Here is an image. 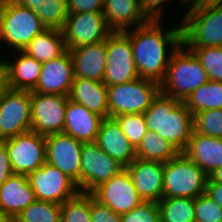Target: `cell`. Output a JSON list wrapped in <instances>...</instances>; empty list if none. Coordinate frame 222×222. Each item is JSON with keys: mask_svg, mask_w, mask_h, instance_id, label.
I'll list each match as a JSON object with an SVG mask.
<instances>
[{"mask_svg": "<svg viewBox=\"0 0 222 222\" xmlns=\"http://www.w3.org/2000/svg\"><path fill=\"white\" fill-rule=\"evenodd\" d=\"M162 20H148L123 31L131 42L133 57L140 78L159 84L164 80L172 53L181 45L180 21L173 28L162 26Z\"/></svg>", "mask_w": 222, "mask_h": 222, "instance_id": "1", "label": "cell"}, {"mask_svg": "<svg viewBox=\"0 0 222 222\" xmlns=\"http://www.w3.org/2000/svg\"><path fill=\"white\" fill-rule=\"evenodd\" d=\"M143 115L147 130L160 135L180 153L185 150L194 125L193 115L184 102L160 92Z\"/></svg>", "mask_w": 222, "mask_h": 222, "instance_id": "2", "label": "cell"}, {"mask_svg": "<svg viewBox=\"0 0 222 222\" xmlns=\"http://www.w3.org/2000/svg\"><path fill=\"white\" fill-rule=\"evenodd\" d=\"M181 18V41L188 50L222 47V5L197 4L188 7Z\"/></svg>", "mask_w": 222, "mask_h": 222, "instance_id": "3", "label": "cell"}, {"mask_svg": "<svg viewBox=\"0 0 222 222\" xmlns=\"http://www.w3.org/2000/svg\"><path fill=\"white\" fill-rule=\"evenodd\" d=\"M209 81L206 70L197 56L182 43L172 53L161 93L184 102L198 87Z\"/></svg>", "mask_w": 222, "mask_h": 222, "instance_id": "4", "label": "cell"}, {"mask_svg": "<svg viewBox=\"0 0 222 222\" xmlns=\"http://www.w3.org/2000/svg\"><path fill=\"white\" fill-rule=\"evenodd\" d=\"M45 29L32 9L11 1L0 9V43L10 51H23Z\"/></svg>", "mask_w": 222, "mask_h": 222, "instance_id": "5", "label": "cell"}, {"mask_svg": "<svg viewBox=\"0 0 222 222\" xmlns=\"http://www.w3.org/2000/svg\"><path fill=\"white\" fill-rule=\"evenodd\" d=\"M163 197L196 198L206 191L208 175L183 153L164 163Z\"/></svg>", "mask_w": 222, "mask_h": 222, "instance_id": "6", "label": "cell"}, {"mask_svg": "<svg viewBox=\"0 0 222 222\" xmlns=\"http://www.w3.org/2000/svg\"><path fill=\"white\" fill-rule=\"evenodd\" d=\"M160 92L158 82L140 77L126 83L107 86L109 118L144 113Z\"/></svg>", "mask_w": 222, "mask_h": 222, "instance_id": "7", "label": "cell"}, {"mask_svg": "<svg viewBox=\"0 0 222 222\" xmlns=\"http://www.w3.org/2000/svg\"><path fill=\"white\" fill-rule=\"evenodd\" d=\"M13 173L28 176L46 163V138L34 131L2 140Z\"/></svg>", "mask_w": 222, "mask_h": 222, "instance_id": "8", "label": "cell"}, {"mask_svg": "<svg viewBox=\"0 0 222 222\" xmlns=\"http://www.w3.org/2000/svg\"><path fill=\"white\" fill-rule=\"evenodd\" d=\"M30 130V91L5 87L0 94V141Z\"/></svg>", "mask_w": 222, "mask_h": 222, "instance_id": "9", "label": "cell"}, {"mask_svg": "<svg viewBox=\"0 0 222 222\" xmlns=\"http://www.w3.org/2000/svg\"><path fill=\"white\" fill-rule=\"evenodd\" d=\"M107 63L103 83L107 86L126 83L139 78L130 38L113 31L106 39Z\"/></svg>", "mask_w": 222, "mask_h": 222, "instance_id": "10", "label": "cell"}, {"mask_svg": "<svg viewBox=\"0 0 222 222\" xmlns=\"http://www.w3.org/2000/svg\"><path fill=\"white\" fill-rule=\"evenodd\" d=\"M112 32L103 11L69 14L62 29L67 50L105 41Z\"/></svg>", "mask_w": 222, "mask_h": 222, "instance_id": "11", "label": "cell"}, {"mask_svg": "<svg viewBox=\"0 0 222 222\" xmlns=\"http://www.w3.org/2000/svg\"><path fill=\"white\" fill-rule=\"evenodd\" d=\"M27 177L36 200L62 205L80 192L77 184L71 178L48 163Z\"/></svg>", "mask_w": 222, "mask_h": 222, "instance_id": "12", "label": "cell"}, {"mask_svg": "<svg viewBox=\"0 0 222 222\" xmlns=\"http://www.w3.org/2000/svg\"><path fill=\"white\" fill-rule=\"evenodd\" d=\"M31 131L43 136L63 132L68 96L30 91Z\"/></svg>", "mask_w": 222, "mask_h": 222, "instance_id": "13", "label": "cell"}, {"mask_svg": "<svg viewBox=\"0 0 222 222\" xmlns=\"http://www.w3.org/2000/svg\"><path fill=\"white\" fill-rule=\"evenodd\" d=\"M46 138V163L57 167L71 178L81 192V150L83 142L64 132Z\"/></svg>", "mask_w": 222, "mask_h": 222, "instance_id": "14", "label": "cell"}, {"mask_svg": "<svg viewBox=\"0 0 222 222\" xmlns=\"http://www.w3.org/2000/svg\"><path fill=\"white\" fill-rule=\"evenodd\" d=\"M124 167L106 154L95 142L83 143L81 150V192L91 193L115 177Z\"/></svg>", "mask_w": 222, "mask_h": 222, "instance_id": "15", "label": "cell"}, {"mask_svg": "<svg viewBox=\"0 0 222 222\" xmlns=\"http://www.w3.org/2000/svg\"><path fill=\"white\" fill-rule=\"evenodd\" d=\"M91 194L96 200L119 215L131 211L144 202L125 168L109 181L96 187Z\"/></svg>", "mask_w": 222, "mask_h": 222, "instance_id": "16", "label": "cell"}, {"mask_svg": "<svg viewBox=\"0 0 222 222\" xmlns=\"http://www.w3.org/2000/svg\"><path fill=\"white\" fill-rule=\"evenodd\" d=\"M74 80L73 60L69 50L55 59L42 63L33 92L68 96Z\"/></svg>", "mask_w": 222, "mask_h": 222, "instance_id": "17", "label": "cell"}, {"mask_svg": "<svg viewBox=\"0 0 222 222\" xmlns=\"http://www.w3.org/2000/svg\"><path fill=\"white\" fill-rule=\"evenodd\" d=\"M125 169L144 201L158 203L163 198V162L136 158Z\"/></svg>", "mask_w": 222, "mask_h": 222, "instance_id": "18", "label": "cell"}, {"mask_svg": "<svg viewBox=\"0 0 222 222\" xmlns=\"http://www.w3.org/2000/svg\"><path fill=\"white\" fill-rule=\"evenodd\" d=\"M35 200L34 191L26 175L13 173L0 185V209L9 222Z\"/></svg>", "mask_w": 222, "mask_h": 222, "instance_id": "19", "label": "cell"}, {"mask_svg": "<svg viewBox=\"0 0 222 222\" xmlns=\"http://www.w3.org/2000/svg\"><path fill=\"white\" fill-rule=\"evenodd\" d=\"M95 143L124 168L137 158L136 149L114 118L102 120Z\"/></svg>", "mask_w": 222, "mask_h": 222, "instance_id": "20", "label": "cell"}, {"mask_svg": "<svg viewBox=\"0 0 222 222\" xmlns=\"http://www.w3.org/2000/svg\"><path fill=\"white\" fill-rule=\"evenodd\" d=\"M11 55L15 57L14 60L3 59L5 87L12 90L33 91L40 76L42 63L23 51H12Z\"/></svg>", "mask_w": 222, "mask_h": 222, "instance_id": "21", "label": "cell"}, {"mask_svg": "<svg viewBox=\"0 0 222 222\" xmlns=\"http://www.w3.org/2000/svg\"><path fill=\"white\" fill-rule=\"evenodd\" d=\"M104 118L68 99L63 132L83 143L95 142Z\"/></svg>", "mask_w": 222, "mask_h": 222, "instance_id": "22", "label": "cell"}, {"mask_svg": "<svg viewBox=\"0 0 222 222\" xmlns=\"http://www.w3.org/2000/svg\"><path fill=\"white\" fill-rule=\"evenodd\" d=\"M73 60L74 77L103 82L106 69V40L69 49Z\"/></svg>", "mask_w": 222, "mask_h": 222, "instance_id": "23", "label": "cell"}, {"mask_svg": "<svg viewBox=\"0 0 222 222\" xmlns=\"http://www.w3.org/2000/svg\"><path fill=\"white\" fill-rule=\"evenodd\" d=\"M182 153L209 175L222 166V139L193 131Z\"/></svg>", "mask_w": 222, "mask_h": 222, "instance_id": "24", "label": "cell"}, {"mask_svg": "<svg viewBox=\"0 0 222 222\" xmlns=\"http://www.w3.org/2000/svg\"><path fill=\"white\" fill-rule=\"evenodd\" d=\"M68 98L103 118H109L107 85L103 82L74 77Z\"/></svg>", "mask_w": 222, "mask_h": 222, "instance_id": "25", "label": "cell"}, {"mask_svg": "<svg viewBox=\"0 0 222 222\" xmlns=\"http://www.w3.org/2000/svg\"><path fill=\"white\" fill-rule=\"evenodd\" d=\"M103 15L108 27L112 31L119 32L135 28L148 21L138 0H104Z\"/></svg>", "mask_w": 222, "mask_h": 222, "instance_id": "26", "label": "cell"}, {"mask_svg": "<svg viewBox=\"0 0 222 222\" xmlns=\"http://www.w3.org/2000/svg\"><path fill=\"white\" fill-rule=\"evenodd\" d=\"M66 50L62 30L46 28L28 43L23 52L44 63L59 57Z\"/></svg>", "mask_w": 222, "mask_h": 222, "instance_id": "27", "label": "cell"}, {"mask_svg": "<svg viewBox=\"0 0 222 222\" xmlns=\"http://www.w3.org/2000/svg\"><path fill=\"white\" fill-rule=\"evenodd\" d=\"M179 153L168 141L151 130H147L136 148L137 158L163 163L175 158Z\"/></svg>", "mask_w": 222, "mask_h": 222, "instance_id": "28", "label": "cell"}, {"mask_svg": "<svg viewBox=\"0 0 222 222\" xmlns=\"http://www.w3.org/2000/svg\"><path fill=\"white\" fill-rule=\"evenodd\" d=\"M184 103L192 115L208 109H222V82L209 80L195 89Z\"/></svg>", "mask_w": 222, "mask_h": 222, "instance_id": "29", "label": "cell"}, {"mask_svg": "<svg viewBox=\"0 0 222 222\" xmlns=\"http://www.w3.org/2000/svg\"><path fill=\"white\" fill-rule=\"evenodd\" d=\"M158 205L160 222H196L195 198L163 197Z\"/></svg>", "mask_w": 222, "mask_h": 222, "instance_id": "30", "label": "cell"}, {"mask_svg": "<svg viewBox=\"0 0 222 222\" xmlns=\"http://www.w3.org/2000/svg\"><path fill=\"white\" fill-rule=\"evenodd\" d=\"M12 222H61V205L35 200L22 210Z\"/></svg>", "mask_w": 222, "mask_h": 222, "instance_id": "31", "label": "cell"}, {"mask_svg": "<svg viewBox=\"0 0 222 222\" xmlns=\"http://www.w3.org/2000/svg\"><path fill=\"white\" fill-rule=\"evenodd\" d=\"M33 12L46 28L62 30L68 17L67 0H44Z\"/></svg>", "mask_w": 222, "mask_h": 222, "instance_id": "32", "label": "cell"}, {"mask_svg": "<svg viewBox=\"0 0 222 222\" xmlns=\"http://www.w3.org/2000/svg\"><path fill=\"white\" fill-rule=\"evenodd\" d=\"M61 222H91L90 193L79 192L61 205Z\"/></svg>", "mask_w": 222, "mask_h": 222, "instance_id": "33", "label": "cell"}, {"mask_svg": "<svg viewBox=\"0 0 222 222\" xmlns=\"http://www.w3.org/2000/svg\"><path fill=\"white\" fill-rule=\"evenodd\" d=\"M194 132L222 139V109H208L193 115Z\"/></svg>", "mask_w": 222, "mask_h": 222, "instance_id": "34", "label": "cell"}, {"mask_svg": "<svg viewBox=\"0 0 222 222\" xmlns=\"http://www.w3.org/2000/svg\"><path fill=\"white\" fill-rule=\"evenodd\" d=\"M191 51L206 70L209 80L222 82V47L207 46L192 48Z\"/></svg>", "mask_w": 222, "mask_h": 222, "instance_id": "35", "label": "cell"}, {"mask_svg": "<svg viewBox=\"0 0 222 222\" xmlns=\"http://www.w3.org/2000/svg\"><path fill=\"white\" fill-rule=\"evenodd\" d=\"M121 131L136 149L147 132L146 121L143 113L124 114L114 117Z\"/></svg>", "mask_w": 222, "mask_h": 222, "instance_id": "36", "label": "cell"}, {"mask_svg": "<svg viewBox=\"0 0 222 222\" xmlns=\"http://www.w3.org/2000/svg\"><path fill=\"white\" fill-rule=\"evenodd\" d=\"M196 222H222V207L206 193L195 198Z\"/></svg>", "mask_w": 222, "mask_h": 222, "instance_id": "37", "label": "cell"}, {"mask_svg": "<svg viewBox=\"0 0 222 222\" xmlns=\"http://www.w3.org/2000/svg\"><path fill=\"white\" fill-rule=\"evenodd\" d=\"M120 216L121 222H160L159 205L157 202L144 201Z\"/></svg>", "mask_w": 222, "mask_h": 222, "instance_id": "38", "label": "cell"}, {"mask_svg": "<svg viewBox=\"0 0 222 222\" xmlns=\"http://www.w3.org/2000/svg\"><path fill=\"white\" fill-rule=\"evenodd\" d=\"M91 222H121V216L96 200L90 193Z\"/></svg>", "mask_w": 222, "mask_h": 222, "instance_id": "39", "label": "cell"}, {"mask_svg": "<svg viewBox=\"0 0 222 222\" xmlns=\"http://www.w3.org/2000/svg\"><path fill=\"white\" fill-rule=\"evenodd\" d=\"M180 2L182 6V9H184L182 12V15L185 14V10L187 7L183 3H181V0H177ZM140 8L143 12V14L146 16L148 20H162L163 21V10L166 9L164 3H170V0H138ZM164 5V6H163ZM164 8V9H163Z\"/></svg>", "mask_w": 222, "mask_h": 222, "instance_id": "40", "label": "cell"}, {"mask_svg": "<svg viewBox=\"0 0 222 222\" xmlns=\"http://www.w3.org/2000/svg\"><path fill=\"white\" fill-rule=\"evenodd\" d=\"M104 0H67L68 14L103 11Z\"/></svg>", "mask_w": 222, "mask_h": 222, "instance_id": "41", "label": "cell"}, {"mask_svg": "<svg viewBox=\"0 0 222 222\" xmlns=\"http://www.w3.org/2000/svg\"><path fill=\"white\" fill-rule=\"evenodd\" d=\"M13 174L5 144L0 141V185Z\"/></svg>", "mask_w": 222, "mask_h": 222, "instance_id": "42", "label": "cell"}, {"mask_svg": "<svg viewBox=\"0 0 222 222\" xmlns=\"http://www.w3.org/2000/svg\"><path fill=\"white\" fill-rule=\"evenodd\" d=\"M205 193L222 207V184L215 182H207Z\"/></svg>", "mask_w": 222, "mask_h": 222, "instance_id": "43", "label": "cell"}, {"mask_svg": "<svg viewBox=\"0 0 222 222\" xmlns=\"http://www.w3.org/2000/svg\"><path fill=\"white\" fill-rule=\"evenodd\" d=\"M13 3L23 5L24 7H27L29 9H34L35 7H38L44 0H10Z\"/></svg>", "mask_w": 222, "mask_h": 222, "instance_id": "44", "label": "cell"}, {"mask_svg": "<svg viewBox=\"0 0 222 222\" xmlns=\"http://www.w3.org/2000/svg\"><path fill=\"white\" fill-rule=\"evenodd\" d=\"M207 182H215V183H221L222 184V166L215 169L213 172H211L208 175Z\"/></svg>", "mask_w": 222, "mask_h": 222, "instance_id": "45", "label": "cell"}, {"mask_svg": "<svg viewBox=\"0 0 222 222\" xmlns=\"http://www.w3.org/2000/svg\"><path fill=\"white\" fill-rule=\"evenodd\" d=\"M205 2L206 0H181V3H183L187 8Z\"/></svg>", "mask_w": 222, "mask_h": 222, "instance_id": "46", "label": "cell"}, {"mask_svg": "<svg viewBox=\"0 0 222 222\" xmlns=\"http://www.w3.org/2000/svg\"><path fill=\"white\" fill-rule=\"evenodd\" d=\"M5 88L4 66H0V94Z\"/></svg>", "mask_w": 222, "mask_h": 222, "instance_id": "47", "label": "cell"}, {"mask_svg": "<svg viewBox=\"0 0 222 222\" xmlns=\"http://www.w3.org/2000/svg\"><path fill=\"white\" fill-rule=\"evenodd\" d=\"M207 4H211V5H222V0H206Z\"/></svg>", "mask_w": 222, "mask_h": 222, "instance_id": "48", "label": "cell"}, {"mask_svg": "<svg viewBox=\"0 0 222 222\" xmlns=\"http://www.w3.org/2000/svg\"><path fill=\"white\" fill-rule=\"evenodd\" d=\"M0 222H9L2 214L1 209H0Z\"/></svg>", "mask_w": 222, "mask_h": 222, "instance_id": "49", "label": "cell"}, {"mask_svg": "<svg viewBox=\"0 0 222 222\" xmlns=\"http://www.w3.org/2000/svg\"><path fill=\"white\" fill-rule=\"evenodd\" d=\"M9 2H10V0H0V6L3 7Z\"/></svg>", "mask_w": 222, "mask_h": 222, "instance_id": "50", "label": "cell"}, {"mask_svg": "<svg viewBox=\"0 0 222 222\" xmlns=\"http://www.w3.org/2000/svg\"><path fill=\"white\" fill-rule=\"evenodd\" d=\"M0 66H4L3 58L0 60Z\"/></svg>", "mask_w": 222, "mask_h": 222, "instance_id": "51", "label": "cell"}]
</instances>
